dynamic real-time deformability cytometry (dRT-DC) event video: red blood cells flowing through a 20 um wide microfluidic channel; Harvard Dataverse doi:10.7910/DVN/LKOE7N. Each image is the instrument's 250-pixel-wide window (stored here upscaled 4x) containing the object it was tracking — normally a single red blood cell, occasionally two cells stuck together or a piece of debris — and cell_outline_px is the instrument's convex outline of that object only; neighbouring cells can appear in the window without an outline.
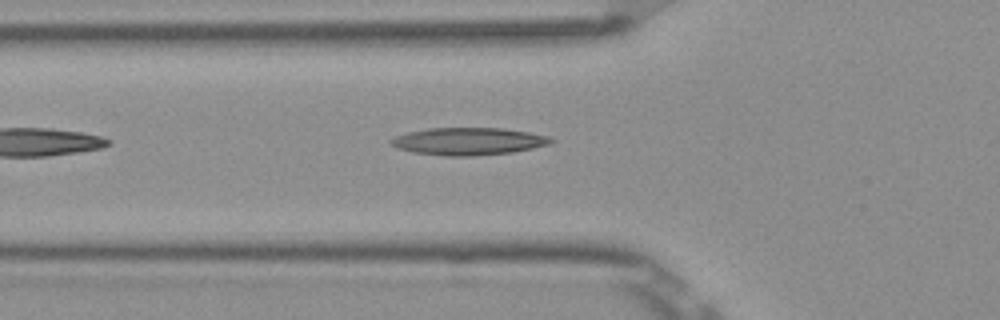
{"species": "Egyptian fruit bat (a non-hibernating species)", "species_latin": "Rousettus aegyptiacus", "temperature_condition": "room temperature", "stored_images_in_passage": 5, "camera_frame_rate_fps": 3000, "um_per_image_px": 0.085, "frame": {"image": 1, "passage_image": 5, "time_ms": 1.333, "image_size_px": [1000, 320], "cell_outline_px": [[556, 140], [548, 144], [532, 148], [512, 152], [472, 156], [444, 156], [412, 152], [396, 148], [388, 140], [396, 136], [408, 132], [428, 128], [504, 128], [528, 132], [548, 136]], "centroid_in_image_um": [39.79, 12.01], "position_along_channel_um": 86.0, "area_um2": 25.55}}